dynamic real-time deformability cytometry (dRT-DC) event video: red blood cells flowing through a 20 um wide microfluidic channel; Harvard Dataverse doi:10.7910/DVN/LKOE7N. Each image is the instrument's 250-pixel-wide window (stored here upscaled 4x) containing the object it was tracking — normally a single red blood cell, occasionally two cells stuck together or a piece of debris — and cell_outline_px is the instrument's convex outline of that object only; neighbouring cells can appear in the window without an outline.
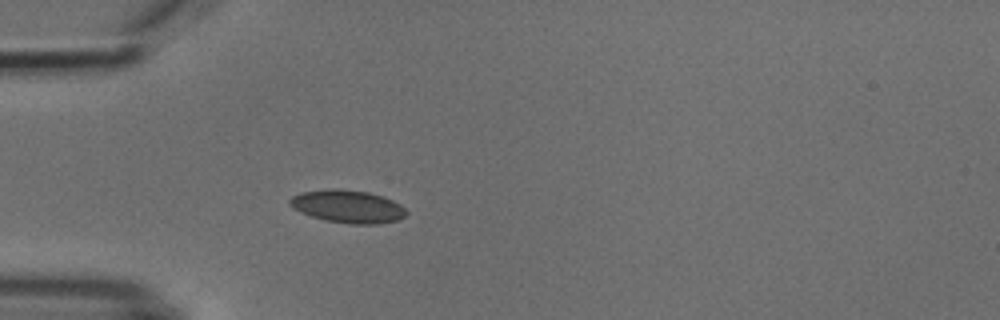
{"species": "common noctule bat (a hibernating species)", "species_latin": "Nyctalus noctula", "temperature_condition": "cold", "stored_images_in_passage": 1, "camera_frame_rate_fps": 3000, "um_per_image_px": 0.085, "animal": {"sex": "male", "body_mass_g": 18.8}, "frame": {"image": 1, "passage_image": 1, "time_ms": 0.0, "image_size_px": [1000, 320], "cell_outline_px": [[408, 212], [400, 220], [376, 224], [352, 224], [324, 220], [300, 212], [292, 208], [288, 204], [288, 200], [292, 196], [300, 192], [328, 188], [340, 188], [368, 192], [384, 196], [400, 204]], "centroid_in_image_um": [29.54, 17.54], "position_along_channel_um": 55.5, "area_um2": 22.6}}